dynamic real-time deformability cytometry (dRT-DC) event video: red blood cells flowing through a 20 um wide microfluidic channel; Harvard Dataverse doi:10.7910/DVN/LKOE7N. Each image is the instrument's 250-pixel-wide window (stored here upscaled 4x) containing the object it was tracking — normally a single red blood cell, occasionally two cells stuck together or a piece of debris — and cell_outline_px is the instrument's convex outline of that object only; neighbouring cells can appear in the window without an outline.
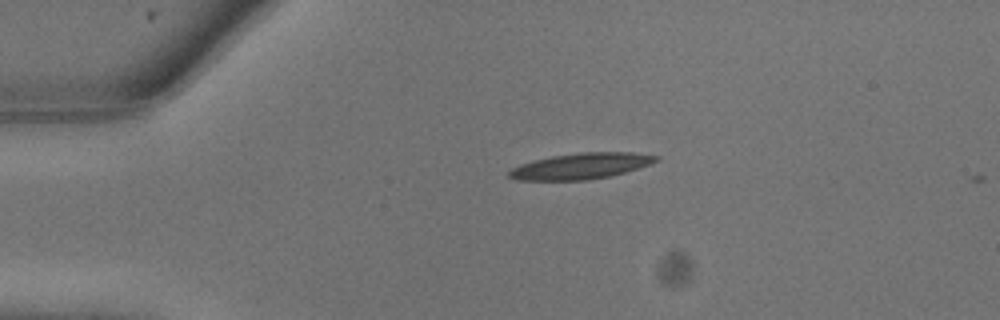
{"species": "common noctule bat (a hibernating species)", "species_latin": "Nyctalus noctula", "temperature_condition": "warm", "stored_images_in_passage": 2, "camera_frame_rate_fps": 3000, "um_per_image_px": 0.085, "animal": {"sex": "male", "body_mass_g": 13.3}, "frame": {"image": 1, "passage_image": 1, "time_ms": 0.0, "image_size_px": [1000, 320], "cell_outline_px": [[660, 160], [652, 164], [624, 172], [608, 176], [588, 180], [516, 180], [508, 176], [508, 172], [512, 168], [520, 164], [552, 156], [580, 152], [632, 152], [660, 156]], "centroid_in_image_um": [49.41, 14.11], "position_along_channel_um": 35.6, "area_um2": 22.2}}